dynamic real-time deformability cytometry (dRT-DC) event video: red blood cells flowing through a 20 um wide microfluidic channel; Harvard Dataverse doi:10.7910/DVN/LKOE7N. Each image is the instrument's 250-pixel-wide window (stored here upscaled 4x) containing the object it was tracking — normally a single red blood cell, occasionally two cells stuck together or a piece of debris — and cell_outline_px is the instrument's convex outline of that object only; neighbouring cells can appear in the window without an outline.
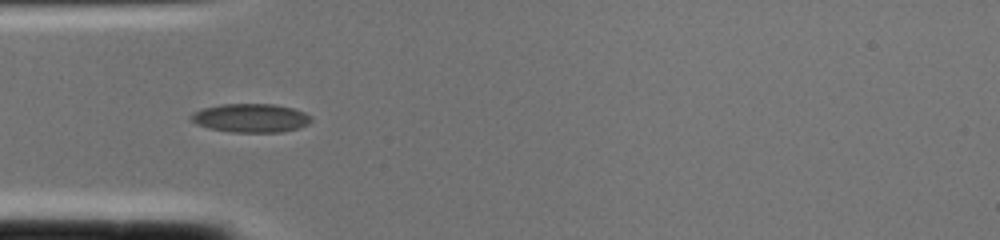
{"species": "common noctule bat (a hibernating species)", "species_latin": "Nyctalus noctula", "temperature_condition": "cold", "stored_images_in_passage": 2, "camera_frame_rate_fps": 3000, "um_per_image_px": 0.085, "animal": {"sex": "female", "body_mass_g": 22.0, "forearm_length_mm": 56.7}, "frame": {"image": 1, "passage_image": 2, "time_ms": 0.333, "image_size_px": [1000, 240], "cell_outline_px": [[312, 120], [308, 124], [300, 128], [280, 132], [232, 132], [208, 128], [196, 124], [188, 120], [188, 116], [192, 112], [200, 108], [220, 104], [272, 104], [292, 108], [304, 112], [312, 116]], "centroid_in_image_um": [21.26, 10.03], "position_along_channel_um": 63.7, "area_um2": 20.4}}